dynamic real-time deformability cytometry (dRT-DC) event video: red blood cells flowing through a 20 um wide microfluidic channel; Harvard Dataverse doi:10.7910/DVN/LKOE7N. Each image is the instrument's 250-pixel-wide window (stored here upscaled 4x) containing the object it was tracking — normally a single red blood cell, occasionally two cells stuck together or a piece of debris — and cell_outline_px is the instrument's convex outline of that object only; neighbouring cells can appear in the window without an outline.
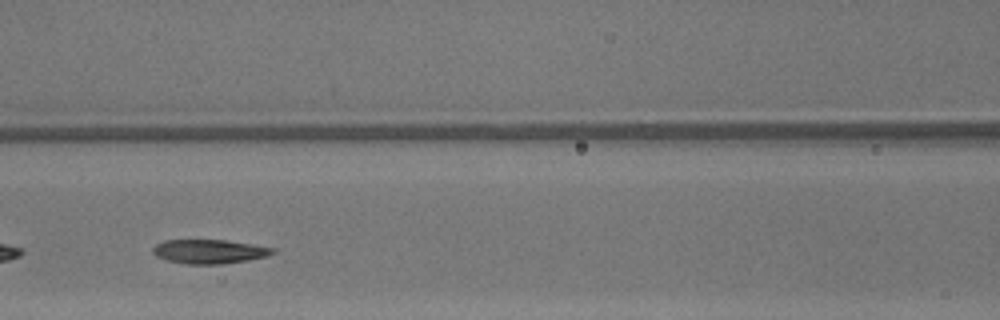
{"species": "common noctule bat (a hibernating species)", "species_latin": "Nyctalus noctula", "temperature_condition": "warm", "stored_images_in_passage": 23, "camera_frame_rate_fps": 3000, "um_per_image_px": 0.085, "animal": {"sex": "male", "body_mass_g": 13.3}, "frame": {"image": 1, "passage_image": 7, "time_ms": 2.0, "image_size_px": [1000, 320], "cell_outline_px": [[276, 252], [268, 256], [248, 260], [220, 264], [184, 264], [168, 260], [156, 256], [152, 252], [152, 248], [156, 244], [164, 240], [228, 240], [276, 248]], "centroid_in_image_um": [17.81, 21.37], "position_along_channel_um": 148.8, "area_um2": 16.94}}
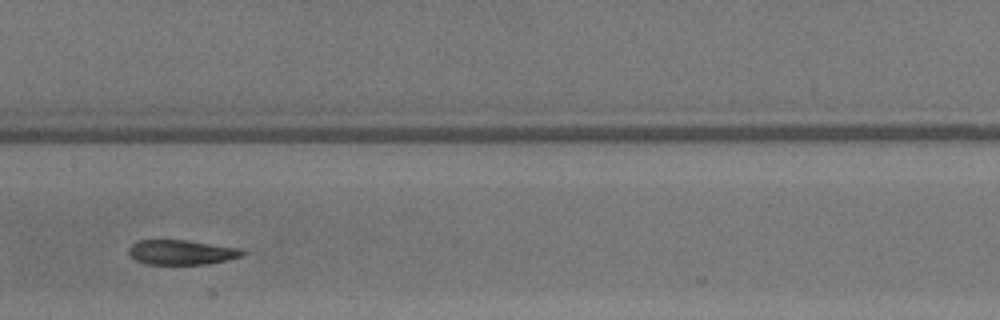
{"frame": {"image": 2, "passage_image": 10, "time_ms": 3.0, "image_size_px": [1000, 320], "cell_outline_px": [[248, 252], [244, 256], [228, 260], [204, 264], [144, 264], [136, 260], [128, 252], [128, 248], [136, 240], [188, 240], [240, 248]], "centroid_in_image_um": [15.46, 21.44], "position_along_channel_um": 191.9, "area_um2": 16.59}}
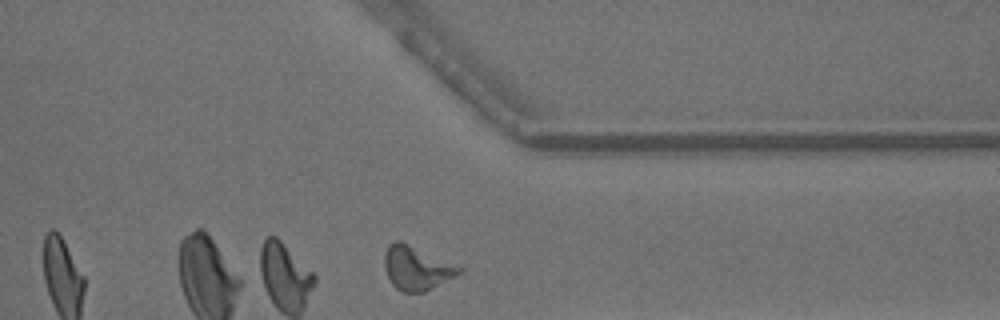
{"frame": {"image": 3, "passage_image": 23, "time_ms": 7.333, "image_size_px": [1000, 320], "cell_outline_px": [[464, 268], [460, 272], [432, 288], [424, 292], [404, 292], [396, 288], [392, 284], [384, 268], [384, 252], [388, 244], [396, 240], [400, 240]], "centroid_in_image_um": [35.36, 22.76], "position_along_channel_um": 376.0, "area_um2": 18.84}, "authors_computed_cell_mechanics": {"area_um2": 17.2244, "velocity_mm_per_s": 4.3223, "shape_relaxation_time_tau1_ms": 6.9558, "shape_relaxation_time_tau2_ms": 2.1825, "deformation_change_tau1": 0.2406, "deformation_change_tau2": 0.1119}}